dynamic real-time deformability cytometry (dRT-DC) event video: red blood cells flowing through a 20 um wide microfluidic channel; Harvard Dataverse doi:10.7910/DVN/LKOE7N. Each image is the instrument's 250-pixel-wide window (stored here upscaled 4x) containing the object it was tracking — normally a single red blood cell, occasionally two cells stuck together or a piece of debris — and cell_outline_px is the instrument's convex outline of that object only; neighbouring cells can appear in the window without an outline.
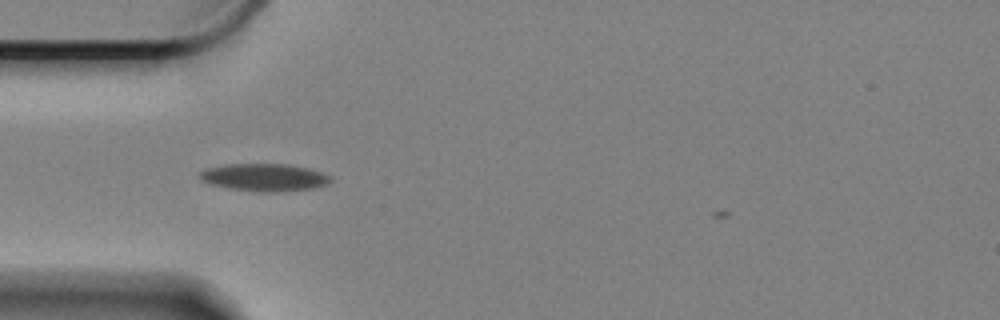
{"species": "Egyptian fruit bat (a non-hibernating species)", "species_latin": "Rousettus aegyptiacus", "temperature_condition": "cold", "stored_images_in_passage": 38, "camera_frame_rate_fps": 3000, "um_per_image_px": 0.085, "animal": {"sex": "female"}, "frame": {"image": 1, "passage_image": 1, "time_ms": 0.0, "image_size_px": [1000, 320], "cell_outline_px": [[332, 180], [328, 184], [312, 188], [276, 192], [264, 192], [228, 188], [212, 184], [200, 180], [200, 172], [204, 168], [224, 164], [288, 164], [308, 168], [332, 176]], "centroid_in_image_um": [22.46, 15.07], "position_along_channel_um": 62.5, "area_um2": 20.98}}
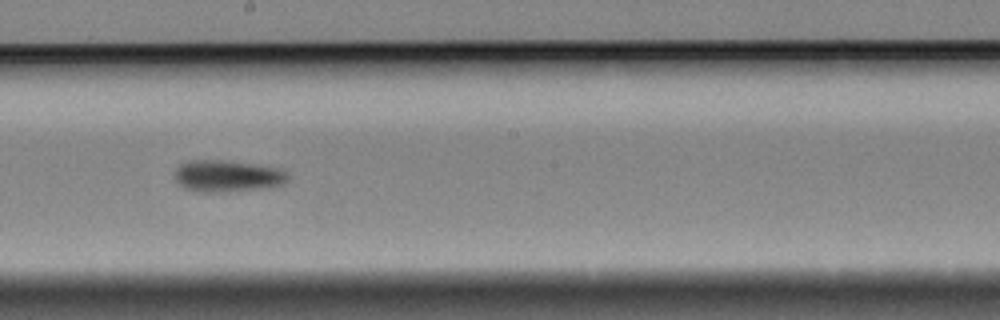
{"frame": {"image": 2, "passage_image": 16, "time_ms": 5.0, "image_size_px": [1000, 320], "cell_outline_px": [[288, 180], [284, 184], [268, 188], [216, 192], [200, 192], [184, 188], [176, 180], [176, 168], [180, 164], [192, 160], [220, 160], [276, 168], [284, 172], [288, 176]], "centroid_in_image_um": [19.31, 14.98], "position_along_channel_um": 228.9, "area_um2": 20.52}}
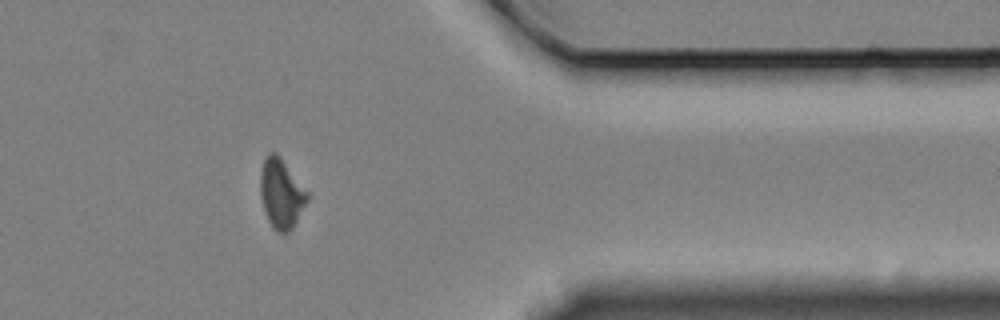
{"frame": {"image": 3, "passage_image": 32, "time_ms": 10.333, "image_size_px": [1000, 320], "cell_outline_px": [[312, 196], [292, 228], [288, 232], [276, 232], [272, 228], [268, 220], [260, 196], [260, 172], [264, 160], [268, 152], [276, 152], [280, 156]], "centroid_in_image_um": [23.93, 16.45], "position_along_channel_um": 387.5, "area_um2": 19.31}, "authors_computed_cell_mechanics": {"area_um2": 19.7676, "velocity_mm_per_s": 3.3343, "shape_relaxation_time_tau1_ms": 6.3083, "shape_relaxation_time_tau2_ms": null, "deformation_change_tau1": 0.0998, "deformation_change_tau2": null}}